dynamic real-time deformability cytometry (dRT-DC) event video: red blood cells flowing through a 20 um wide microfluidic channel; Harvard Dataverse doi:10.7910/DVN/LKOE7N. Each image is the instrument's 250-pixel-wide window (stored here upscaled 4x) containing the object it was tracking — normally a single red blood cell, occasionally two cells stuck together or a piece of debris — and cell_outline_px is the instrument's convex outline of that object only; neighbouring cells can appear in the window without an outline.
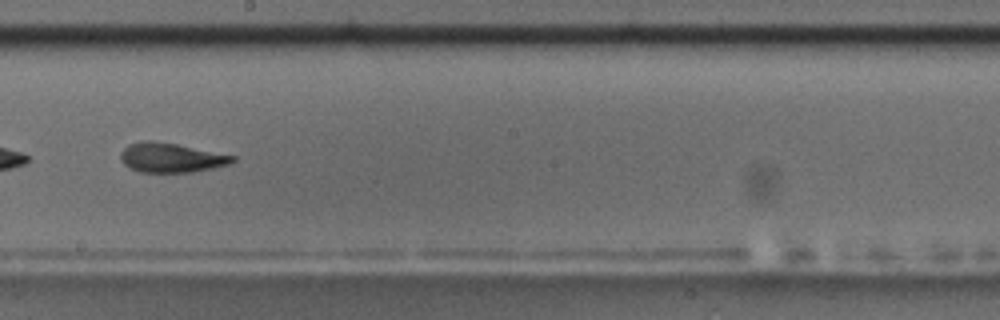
{"species": "common noctule bat (a hibernating species)", "species_latin": "Nyctalus noctula", "temperature_condition": "room temperature", "stored_images_in_passage": 15, "camera_frame_rate_fps": 3000, "um_per_image_px": 0.085, "animal": {"sex": "male", "body_mass_g": 17.5, "forearm_length_mm": 52.3}, "frame": {"image": 1, "passage_image": 9, "time_ms": 10.333, "image_size_px": [1000, 320], "cell_outline_px": [[236, 160], [228, 164], [212, 168], [192, 172], [140, 172], [124, 164], [120, 160], [120, 152], [128, 144], [144, 140], [152, 140], [176, 144], [236, 156]], "centroid_in_image_um": [14.51, 13.39], "position_along_channel_um": 233.7, "area_um2": 19.13}, "authors_computed_cell_mechanics": {"area_um2": 19.9988, "velocity_mm_per_s": 3.5898, "shape_relaxation_time_tau1_ms": 8.4003, "shape_relaxation_time_tau2_ms": 2.2014, "deformation_change_tau1": 0.1911, "deformation_change_tau2": 0.0972}}